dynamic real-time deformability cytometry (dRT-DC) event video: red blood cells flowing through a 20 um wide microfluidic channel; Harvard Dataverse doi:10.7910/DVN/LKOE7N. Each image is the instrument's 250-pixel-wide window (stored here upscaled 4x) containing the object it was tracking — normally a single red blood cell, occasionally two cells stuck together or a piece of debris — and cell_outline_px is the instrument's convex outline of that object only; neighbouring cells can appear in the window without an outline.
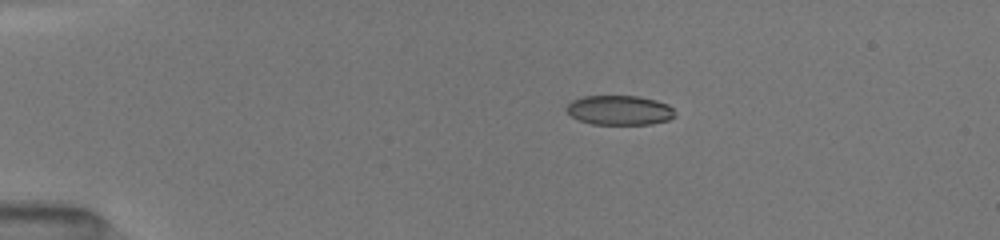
{"species": "common noctule bat (a hibernating species)", "species_latin": "Nyctalus noctula", "temperature_condition": "room temperature", "stored_images_in_passage": 62, "camera_frame_rate_fps": 3000, "um_per_image_px": 0.085, "animal": {"sex": "female", "body_mass_g": 19.5, "forearm_length_mm": 54.1}, "frame": {"image": 1, "passage_image": 1, "time_ms": 0.0, "image_size_px": [1000, 240], "cell_outline_px": [[676, 116], [668, 120], [648, 124], [592, 124], [580, 120], [572, 116], [564, 108], [572, 100], [584, 96], [636, 96], [656, 100], [668, 104], [676, 112]], "centroid_in_image_um": [52.67, 9.36], "position_along_channel_um": 32.3, "area_um2": 18.67}}
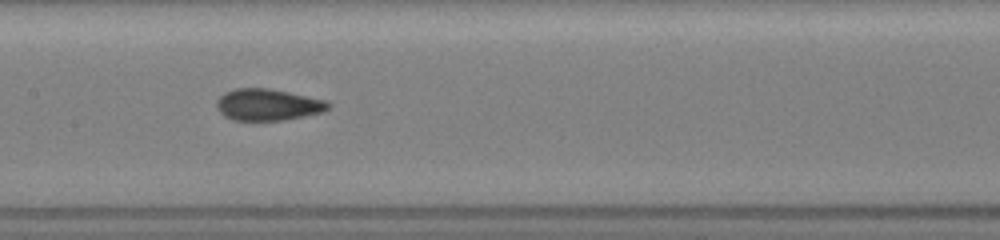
{"frame": {"image": 2, "passage_image": 26, "time_ms": 5.333, "image_size_px": [1000, 240], "cell_outline_px": [[332, 104], [324, 112], [304, 116], [280, 120], [232, 120], [224, 116], [216, 108], [216, 100], [224, 92], [236, 88], [268, 88], [328, 100]], "centroid_in_image_um": [22.76, 8.89], "position_along_channel_um": 184.6, "area_um2": 20.69}}
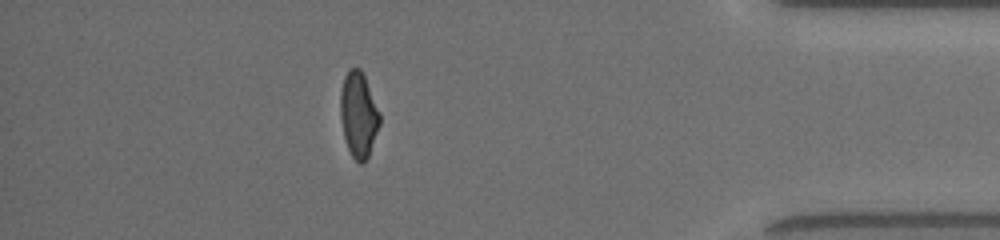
{"frame": {"image": 3, "passage_image": 57, "time_ms": 11.667, "image_size_px": [1000, 240], "cell_outline_px": [[380, 124], [368, 156], [364, 164], [360, 164], [352, 156], [348, 148], [344, 136], [340, 116], [340, 92], [344, 76], [348, 68], [360, 68], [364, 76], [380, 112]], "centroid_in_image_um": [30.47, 9.74], "position_along_channel_um": 404.7, "area_um2": 19.54}, "authors_computed_cell_mechanics": {"area_um2": 20.0566, "velocity_mm_per_s": 4.0537, "shape_relaxation_time_tau1_ms": 4.4398, "shape_relaxation_time_tau2_ms": 1.0295, "deformation_change_tau1": 0.1452, "deformation_change_tau2": 0.0482}}